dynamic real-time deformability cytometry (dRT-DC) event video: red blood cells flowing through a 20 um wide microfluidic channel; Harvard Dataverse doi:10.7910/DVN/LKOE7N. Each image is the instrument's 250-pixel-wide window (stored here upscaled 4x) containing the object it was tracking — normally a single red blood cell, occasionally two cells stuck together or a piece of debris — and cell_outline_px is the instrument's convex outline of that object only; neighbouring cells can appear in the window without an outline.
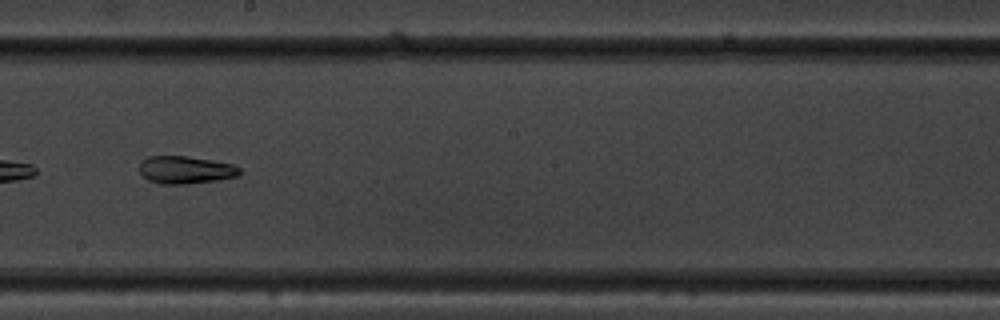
{"species": "common noctule bat (a hibernating species)", "species_latin": "Nyctalus noctula", "temperature_condition": "warm", "stored_images_in_passage": 9, "camera_frame_rate_fps": 3000, "um_per_image_px": 0.085, "animal": {"sex": "male", "body_mass_g": 19.5, "forearm_length_mm": 54.6}, "frame": {"image": 1, "passage_image": 8, "time_ms": 2.333, "image_size_px": [1000, 320], "cell_outline_px": [[240, 176], [216, 180], [188, 184], [160, 184], [148, 180], [140, 172], [140, 160], [148, 156], [188, 156], [212, 160], [232, 164], [240, 168]], "centroid_in_image_um": [15.76, 14.44], "position_along_channel_um": 232.4, "area_um2": 16.24}}
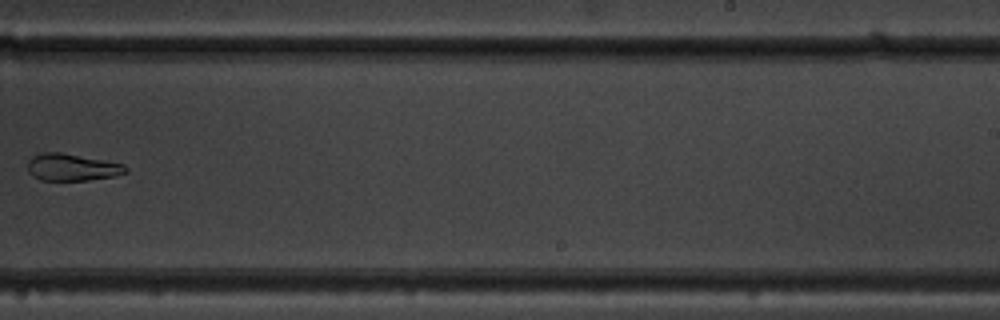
{"frame": {"image": 2, "passage_image": 9, "time_ms": 2.667, "image_size_px": [1000, 320], "cell_outline_px": [[128, 172], [116, 176], [88, 180], [40, 180], [32, 176], [28, 172], [28, 160], [32, 156], [40, 152], [60, 152], [124, 164], [128, 168]], "centroid_in_image_um": [6.11, 14.22], "position_along_channel_um": 282.9, "area_um2": 15.55}}